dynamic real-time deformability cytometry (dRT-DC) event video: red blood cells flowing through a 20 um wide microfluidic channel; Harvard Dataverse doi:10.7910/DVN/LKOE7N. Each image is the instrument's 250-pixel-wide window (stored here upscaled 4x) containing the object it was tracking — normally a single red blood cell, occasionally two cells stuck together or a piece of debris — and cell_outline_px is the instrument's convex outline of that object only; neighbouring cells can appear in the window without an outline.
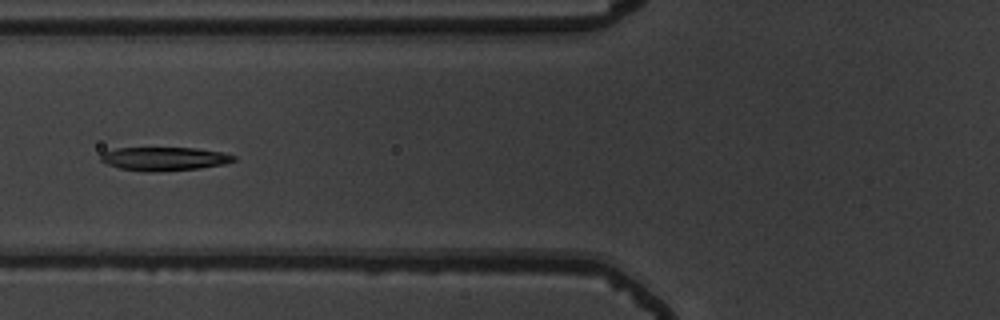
{"species": "common noctule bat (a hibernating species)", "species_latin": "Nyctalus noctula", "temperature_condition": "warm", "stored_images_in_passage": 38, "camera_frame_rate_fps": 3000, "um_per_image_px": 0.085, "animal": {"sex": "male", "body_mass_g": 19.5, "forearm_length_mm": 54.6}, "frame": {"image": 1, "passage_image": 6, "time_ms": 1.667, "image_size_px": [1000, 320], "cell_outline_px": [[236, 160], [224, 164], [200, 168], [156, 172], [144, 172], [120, 168], [108, 164], [100, 160], [100, 152], [116, 148], [196, 148], [224, 152], [236, 156]], "centroid_in_image_um": [13.96, 13.49], "position_along_channel_um": 111.8, "area_um2": 18.44}}
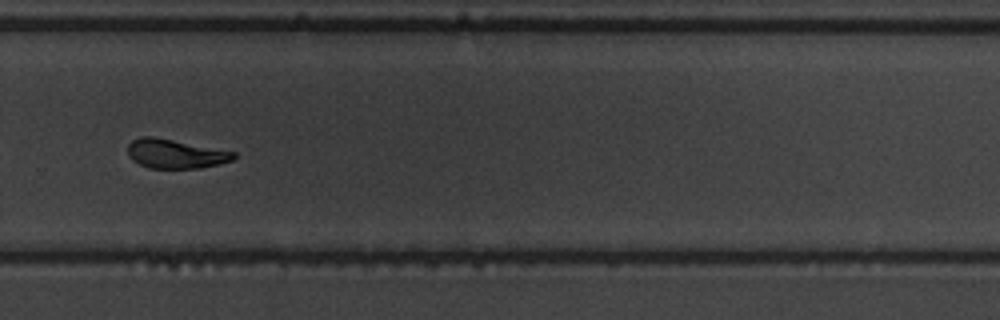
{"frame": {"image": 2, "passage_image": 22, "time_ms": 7.0, "image_size_px": [1000, 320], "cell_outline_px": [[236, 156], [232, 160], [220, 164], [200, 168], [148, 168], [132, 160], [128, 156], [128, 144], [132, 140], [140, 136], [152, 136], [236, 152]], "centroid_in_image_um": [14.89, 13.07], "position_along_channel_um": 314.9, "area_um2": 17.98}}
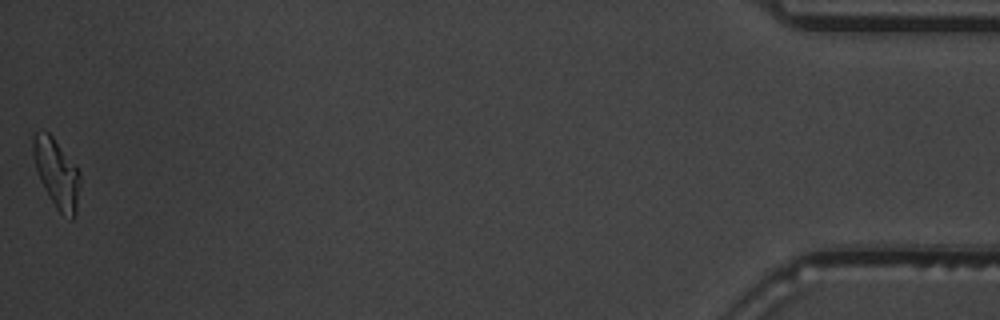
{"frame": {"image": 3, "passage_image": 38, "time_ms": 12.333, "image_size_px": [1000, 320], "cell_outline_px": [[80, 184], [76, 212], [72, 220], [60, 212], [56, 208], [44, 188], [40, 180], [36, 168], [32, 152], [32, 136], [36, 132], [48, 132], [52, 136], [76, 164], [80, 172]], "centroid_in_image_um": [4.83, 14.71], "position_along_channel_um": 430.4, "area_um2": 18.84}, "authors_computed_cell_mechanics": {"area_um2": 18.496, "velocity_mm_per_s": 3.8158, "shape_relaxation_time_tau1_ms": 2.3493, "shape_relaxation_time_tau2_ms": 2.6569, "deformation_change_tau1": 0.1793, "deformation_change_tau2": 0.1121}}